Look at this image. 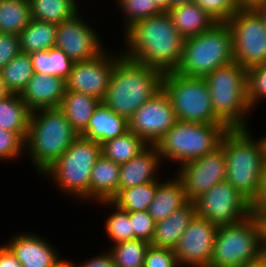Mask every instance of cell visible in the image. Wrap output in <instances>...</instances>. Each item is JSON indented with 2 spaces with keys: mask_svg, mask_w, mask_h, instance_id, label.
Segmentation results:
<instances>
[{
  "mask_svg": "<svg viewBox=\"0 0 266 267\" xmlns=\"http://www.w3.org/2000/svg\"><path fill=\"white\" fill-rule=\"evenodd\" d=\"M29 55L32 60L34 73L55 75L65 80L72 71L74 64L68 55L57 47H52L48 51H39Z\"/></svg>",
  "mask_w": 266,
  "mask_h": 267,
  "instance_id": "cell-32",
  "label": "cell"
},
{
  "mask_svg": "<svg viewBox=\"0 0 266 267\" xmlns=\"http://www.w3.org/2000/svg\"><path fill=\"white\" fill-rule=\"evenodd\" d=\"M233 36L234 61L243 68L266 63V25L253 8H240L227 22Z\"/></svg>",
  "mask_w": 266,
  "mask_h": 267,
  "instance_id": "cell-11",
  "label": "cell"
},
{
  "mask_svg": "<svg viewBox=\"0 0 266 267\" xmlns=\"http://www.w3.org/2000/svg\"><path fill=\"white\" fill-rule=\"evenodd\" d=\"M264 256L262 226L253 213L236 224L218 226L209 267H244Z\"/></svg>",
  "mask_w": 266,
  "mask_h": 267,
  "instance_id": "cell-7",
  "label": "cell"
},
{
  "mask_svg": "<svg viewBox=\"0 0 266 267\" xmlns=\"http://www.w3.org/2000/svg\"><path fill=\"white\" fill-rule=\"evenodd\" d=\"M78 136L59 108L31 112L25 148L38 174L43 175Z\"/></svg>",
  "mask_w": 266,
  "mask_h": 267,
  "instance_id": "cell-3",
  "label": "cell"
},
{
  "mask_svg": "<svg viewBox=\"0 0 266 267\" xmlns=\"http://www.w3.org/2000/svg\"><path fill=\"white\" fill-rule=\"evenodd\" d=\"M191 2H194V0H171V8L176 5L186 4Z\"/></svg>",
  "mask_w": 266,
  "mask_h": 267,
  "instance_id": "cell-54",
  "label": "cell"
},
{
  "mask_svg": "<svg viewBox=\"0 0 266 267\" xmlns=\"http://www.w3.org/2000/svg\"><path fill=\"white\" fill-rule=\"evenodd\" d=\"M164 73L156 68L121 56L115 63L102 101L109 109L129 120L162 89Z\"/></svg>",
  "mask_w": 266,
  "mask_h": 267,
  "instance_id": "cell-2",
  "label": "cell"
},
{
  "mask_svg": "<svg viewBox=\"0 0 266 267\" xmlns=\"http://www.w3.org/2000/svg\"><path fill=\"white\" fill-rule=\"evenodd\" d=\"M150 243L140 239L112 245L109 250L117 267H143Z\"/></svg>",
  "mask_w": 266,
  "mask_h": 267,
  "instance_id": "cell-35",
  "label": "cell"
},
{
  "mask_svg": "<svg viewBox=\"0 0 266 267\" xmlns=\"http://www.w3.org/2000/svg\"><path fill=\"white\" fill-rule=\"evenodd\" d=\"M266 98V63L247 69V99L253 110Z\"/></svg>",
  "mask_w": 266,
  "mask_h": 267,
  "instance_id": "cell-38",
  "label": "cell"
},
{
  "mask_svg": "<svg viewBox=\"0 0 266 267\" xmlns=\"http://www.w3.org/2000/svg\"><path fill=\"white\" fill-rule=\"evenodd\" d=\"M259 144H260V148L262 151V159H263V163L264 165H266V136L264 135V137L261 136V138L258 140Z\"/></svg>",
  "mask_w": 266,
  "mask_h": 267,
  "instance_id": "cell-51",
  "label": "cell"
},
{
  "mask_svg": "<svg viewBox=\"0 0 266 267\" xmlns=\"http://www.w3.org/2000/svg\"><path fill=\"white\" fill-rule=\"evenodd\" d=\"M229 130L224 123L177 121L155 146L161 160L178 162L180 167L216 150Z\"/></svg>",
  "mask_w": 266,
  "mask_h": 267,
  "instance_id": "cell-8",
  "label": "cell"
},
{
  "mask_svg": "<svg viewBox=\"0 0 266 267\" xmlns=\"http://www.w3.org/2000/svg\"><path fill=\"white\" fill-rule=\"evenodd\" d=\"M57 24L31 19L19 34L21 52L32 54L48 51L56 44Z\"/></svg>",
  "mask_w": 266,
  "mask_h": 267,
  "instance_id": "cell-28",
  "label": "cell"
},
{
  "mask_svg": "<svg viewBox=\"0 0 266 267\" xmlns=\"http://www.w3.org/2000/svg\"><path fill=\"white\" fill-rule=\"evenodd\" d=\"M162 89L168 95L178 121L223 123L213 111L210 90L204 78L185 77L174 71L163 75Z\"/></svg>",
  "mask_w": 266,
  "mask_h": 267,
  "instance_id": "cell-10",
  "label": "cell"
},
{
  "mask_svg": "<svg viewBox=\"0 0 266 267\" xmlns=\"http://www.w3.org/2000/svg\"><path fill=\"white\" fill-rule=\"evenodd\" d=\"M75 265L76 267H117L111 253L107 250L105 253L102 251V254L100 253V255H95V257L82 262V264L75 263Z\"/></svg>",
  "mask_w": 266,
  "mask_h": 267,
  "instance_id": "cell-45",
  "label": "cell"
},
{
  "mask_svg": "<svg viewBox=\"0 0 266 267\" xmlns=\"http://www.w3.org/2000/svg\"><path fill=\"white\" fill-rule=\"evenodd\" d=\"M31 111L19 94L12 93L0 100V128L18 133L26 140Z\"/></svg>",
  "mask_w": 266,
  "mask_h": 267,
  "instance_id": "cell-27",
  "label": "cell"
},
{
  "mask_svg": "<svg viewBox=\"0 0 266 267\" xmlns=\"http://www.w3.org/2000/svg\"><path fill=\"white\" fill-rule=\"evenodd\" d=\"M124 34L127 46L123 56L163 73L175 71L179 66L185 39L168 12L137 21Z\"/></svg>",
  "mask_w": 266,
  "mask_h": 267,
  "instance_id": "cell-1",
  "label": "cell"
},
{
  "mask_svg": "<svg viewBox=\"0 0 266 267\" xmlns=\"http://www.w3.org/2000/svg\"><path fill=\"white\" fill-rule=\"evenodd\" d=\"M79 15L76 13L57 24L55 47L62 49L73 62L94 59L106 49L98 32Z\"/></svg>",
  "mask_w": 266,
  "mask_h": 267,
  "instance_id": "cell-16",
  "label": "cell"
},
{
  "mask_svg": "<svg viewBox=\"0 0 266 267\" xmlns=\"http://www.w3.org/2000/svg\"><path fill=\"white\" fill-rule=\"evenodd\" d=\"M253 9L262 18L264 24L266 25V0L257 4Z\"/></svg>",
  "mask_w": 266,
  "mask_h": 267,
  "instance_id": "cell-47",
  "label": "cell"
},
{
  "mask_svg": "<svg viewBox=\"0 0 266 267\" xmlns=\"http://www.w3.org/2000/svg\"><path fill=\"white\" fill-rule=\"evenodd\" d=\"M251 210L258 215L266 212V165H264L258 194L251 202Z\"/></svg>",
  "mask_w": 266,
  "mask_h": 267,
  "instance_id": "cell-44",
  "label": "cell"
},
{
  "mask_svg": "<svg viewBox=\"0 0 266 267\" xmlns=\"http://www.w3.org/2000/svg\"><path fill=\"white\" fill-rule=\"evenodd\" d=\"M104 50L96 58L74 62L72 71L66 79V90L81 92L104 100L116 61L122 52L116 55Z\"/></svg>",
  "mask_w": 266,
  "mask_h": 267,
  "instance_id": "cell-15",
  "label": "cell"
},
{
  "mask_svg": "<svg viewBox=\"0 0 266 267\" xmlns=\"http://www.w3.org/2000/svg\"><path fill=\"white\" fill-rule=\"evenodd\" d=\"M177 121L170 99L163 89L145 102L128 120L129 130L147 145H155Z\"/></svg>",
  "mask_w": 266,
  "mask_h": 267,
  "instance_id": "cell-13",
  "label": "cell"
},
{
  "mask_svg": "<svg viewBox=\"0 0 266 267\" xmlns=\"http://www.w3.org/2000/svg\"><path fill=\"white\" fill-rule=\"evenodd\" d=\"M248 129H230L221 146L226 158V181L252 202L258 194L264 168L258 139Z\"/></svg>",
  "mask_w": 266,
  "mask_h": 267,
  "instance_id": "cell-4",
  "label": "cell"
},
{
  "mask_svg": "<svg viewBox=\"0 0 266 267\" xmlns=\"http://www.w3.org/2000/svg\"><path fill=\"white\" fill-rule=\"evenodd\" d=\"M134 239H140L151 243L156 222L148 211L129 212Z\"/></svg>",
  "mask_w": 266,
  "mask_h": 267,
  "instance_id": "cell-41",
  "label": "cell"
},
{
  "mask_svg": "<svg viewBox=\"0 0 266 267\" xmlns=\"http://www.w3.org/2000/svg\"><path fill=\"white\" fill-rule=\"evenodd\" d=\"M168 13L175 28L184 39L201 34L217 23L196 2L176 5Z\"/></svg>",
  "mask_w": 266,
  "mask_h": 267,
  "instance_id": "cell-25",
  "label": "cell"
},
{
  "mask_svg": "<svg viewBox=\"0 0 266 267\" xmlns=\"http://www.w3.org/2000/svg\"><path fill=\"white\" fill-rule=\"evenodd\" d=\"M20 52L19 35L0 33V69Z\"/></svg>",
  "mask_w": 266,
  "mask_h": 267,
  "instance_id": "cell-43",
  "label": "cell"
},
{
  "mask_svg": "<svg viewBox=\"0 0 266 267\" xmlns=\"http://www.w3.org/2000/svg\"><path fill=\"white\" fill-rule=\"evenodd\" d=\"M117 3L125 15V31L135 22L163 12L152 0H117Z\"/></svg>",
  "mask_w": 266,
  "mask_h": 267,
  "instance_id": "cell-37",
  "label": "cell"
},
{
  "mask_svg": "<svg viewBox=\"0 0 266 267\" xmlns=\"http://www.w3.org/2000/svg\"><path fill=\"white\" fill-rule=\"evenodd\" d=\"M164 163L155 145H148L137 156L120 165L119 190L159 181L157 170Z\"/></svg>",
  "mask_w": 266,
  "mask_h": 267,
  "instance_id": "cell-20",
  "label": "cell"
},
{
  "mask_svg": "<svg viewBox=\"0 0 266 267\" xmlns=\"http://www.w3.org/2000/svg\"><path fill=\"white\" fill-rule=\"evenodd\" d=\"M188 202L184 185L175 175L173 180L157 181L156 192L149 205L148 213L155 222H159L181 209Z\"/></svg>",
  "mask_w": 266,
  "mask_h": 267,
  "instance_id": "cell-23",
  "label": "cell"
},
{
  "mask_svg": "<svg viewBox=\"0 0 266 267\" xmlns=\"http://www.w3.org/2000/svg\"><path fill=\"white\" fill-rule=\"evenodd\" d=\"M66 92V80L55 75L34 73L19 94L31 112L58 108Z\"/></svg>",
  "mask_w": 266,
  "mask_h": 267,
  "instance_id": "cell-18",
  "label": "cell"
},
{
  "mask_svg": "<svg viewBox=\"0 0 266 267\" xmlns=\"http://www.w3.org/2000/svg\"><path fill=\"white\" fill-rule=\"evenodd\" d=\"M157 181L148 182L135 187L119 190L111 201L119 208L129 211H148L154 199Z\"/></svg>",
  "mask_w": 266,
  "mask_h": 267,
  "instance_id": "cell-34",
  "label": "cell"
},
{
  "mask_svg": "<svg viewBox=\"0 0 266 267\" xmlns=\"http://www.w3.org/2000/svg\"><path fill=\"white\" fill-rule=\"evenodd\" d=\"M120 164L102 154L93 166L89 183V201L111 200L119 191ZM92 199V200H91Z\"/></svg>",
  "mask_w": 266,
  "mask_h": 267,
  "instance_id": "cell-24",
  "label": "cell"
},
{
  "mask_svg": "<svg viewBox=\"0 0 266 267\" xmlns=\"http://www.w3.org/2000/svg\"><path fill=\"white\" fill-rule=\"evenodd\" d=\"M31 19L29 0H0V33L19 35Z\"/></svg>",
  "mask_w": 266,
  "mask_h": 267,
  "instance_id": "cell-31",
  "label": "cell"
},
{
  "mask_svg": "<svg viewBox=\"0 0 266 267\" xmlns=\"http://www.w3.org/2000/svg\"><path fill=\"white\" fill-rule=\"evenodd\" d=\"M163 11L168 12L171 9V0H152Z\"/></svg>",
  "mask_w": 266,
  "mask_h": 267,
  "instance_id": "cell-50",
  "label": "cell"
},
{
  "mask_svg": "<svg viewBox=\"0 0 266 267\" xmlns=\"http://www.w3.org/2000/svg\"><path fill=\"white\" fill-rule=\"evenodd\" d=\"M147 146L139 136L128 130L123 135L102 143L101 153L107 159L121 165L137 156Z\"/></svg>",
  "mask_w": 266,
  "mask_h": 267,
  "instance_id": "cell-30",
  "label": "cell"
},
{
  "mask_svg": "<svg viewBox=\"0 0 266 267\" xmlns=\"http://www.w3.org/2000/svg\"><path fill=\"white\" fill-rule=\"evenodd\" d=\"M194 203L197 215L217 226L236 224L253 214L251 202L226 180L214 185Z\"/></svg>",
  "mask_w": 266,
  "mask_h": 267,
  "instance_id": "cell-12",
  "label": "cell"
},
{
  "mask_svg": "<svg viewBox=\"0 0 266 267\" xmlns=\"http://www.w3.org/2000/svg\"><path fill=\"white\" fill-rule=\"evenodd\" d=\"M216 22H228L240 9L237 0H194Z\"/></svg>",
  "mask_w": 266,
  "mask_h": 267,
  "instance_id": "cell-39",
  "label": "cell"
},
{
  "mask_svg": "<svg viewBox=\"0 0 266 267\" xmlns=\"http://www.w3.org/2000/svg\"><path fill=\"white\" fill-rule=\"evenodd\" d=\"M176 176L182 181L186 197L195 201L217 183L226 180V158L219 146L213 152L187 162L177 169Z\"/></svg>",
  "mask_w": 266,
  "mask_h": 267,
  "instance_id": "cell-14",
  "label": "cell"
},
{
  "mask_svg": "<svg viewBox=\"0 0 266 267\" xmlns=\"http://www.w3.org/2000/svg\"><path fill=\"white\" fill-rule=\"evenodd\" d=\"M0 74L11 93L20 94L34 74L30 55L20 52L0 69Z\"/></svg>",
  "mask_w": 266,
  "mask_h": 267,
  "instance_id": "cell-33",
  "label": "cell"
},
{
  "mask_svg": "<svg viewBox=\"0 0 266 267\" xmlns=\"http://www.w3.org/2000/svg\"><path fill=\"white\" fill-rule=\"evenodd\" d=\"M6 246L23 267H52L60 259L51 243L31 233L16 234Z\"/></svg>",
  "mask_w": 266,
  "mask_h": 267,
  "instance_id": "cell-19",
  "label": "cell"
},
{
  "mask_svg": "<svg viewBox=\"0 0 266 267\" xmlns=\"http://www.w3.org/2000/svg\"><path fill=\"white\" fill-rule=\"evenodd\" d=\"M244 267H266V256L261 258L259 261L252 263V264H248Z\"/></svg>",
  "mask_w": 266,
  "mask_h": 267,
  "instance_id": "cell-53",
  "label": "cell"
},
{
  "mask_svg": "<svg viewBox=\"0 0 266 267\" xmlns=\"http://www.w3.org/2000/svg\"><path fill=\"white\" fill-rule=\"evenodd\" d=\"M217 229V225L196 215L174 248L179 265L209 267Z\"/></svg>",
  "mask_w": 266,
  "mask_h": 267,
  "instance_id": "cell-17",
  "label": "cell"
},
{
  "mask_svg": "<svg viewBox=\"0 0 266 267\" xmlns=\"http://www.w3.org/2000/svg\"><path fill=\"white\" fill-rule=\"evenodd\" d=\"M102 205L113 206L115 212L110 215L105 222V230L108 238L112 240V245L134 240V232L130 222L129 211L123 210L115 205L111 200L99 201Z\"/></svg>",
  "mask_w": 266,
  "mask_h": 267,
  "instance_id": "cell-36",
  "label": "cell"
},
{
  "mask_svg": "<svg viewBox=\"0 0 266 267\" xmlns=\"http://www.w3.org/2000/svg\"><path fill=\"white\" fill-rule=\"evenodd\" d=\"M210 90L214 114L229 129H248L246 113L252 111L247 99V69L233 61L204 77Z\"/></svg>",
  "mask_w": 266,
  "mask_h": 267,
  "instance_id": "cell-5",
  "label": "cell"
},
{
  "mask_svg": "<svg viewBox=\"0 0 266 267\" xmlns=\"http://www.w3.org/2000/svg\"><path fill=\"white\" fill-rule=\"evenodd\" d=\"M128 130V120L117 115L103 102H100L93 112L87 128L80 134V136L101 145L110 139L123 135Z\"/></svg>",
  "mask_w": 266,
  "mask_h": 267,
  "instance_id": "cell-21",
  "label": "cell"
},
{
  "mask_svg": "<svg viewBox=\"0 0 266 267\" xmlns=\"http://www.w3.org/2000/svg\"><path fill=\"white\" fill-rule=\"evenodd\" d=\"M197 215L194 201H189L166 219L156 222L153 239L150 245L174 249L182 233Z\"/></svg>",
  "mask_w": 266,
  "mask_h": 267,
  "instance_id": "cell-22",
  "label": "cell"
},
{
  "mask_svg": "<svg viewBox=\"0 0 266 267\" xmlns=\"http://www.w3.org/2000/svg\"><path fill=\"white\" fill-rule=\"evenodd\" d=\"M100 102L93 96L66 90L58 108L65 114L72 128L80 135L87 128L90 118Z\"/></svg>",
  "mask_w": 266,
  "mask_h": 267,
  "instance_id": "cell-26",
  "label": "cell"
},
{
  "mask_svg": "<svg viewBox=\"0 0 266 267\" xmlns=\"http://www.w3.org/2000/svg\"><path fill=\"white\" fill-rule=\"evenodd\" d=\"M174 249L150 245L146 251L143 267H178Z\"/></svg>",
  "mask_w": 266,
  "mask_h": 267,
  "instance_id": "cell-42",
  "label": "cell"
},
{
  "mask_svg": "<svg viewBox=\"0 0 266 267\" xmlns=\"http://www.w3.org/2000/svg\"><path fill=\"white\" fill-rule=\"evenodd\" d=\"M52 267H76V265L65 258L62 259L61 257V259H59Z\"/></svg>",
  "mask_w": 266,
  "mask_h": 267,
  "instance_id": "cell-52",
  "label": "cell"
},
{
  "mask_svg": "<svg viewBox=\"0 0 266 267\" xmlns=\"http://www.w3.org/2000/svg\"><path fill=\"white\" fill-rule=\"evenodd\" d=\"M234 61L233 36L227 22L185 39L182 58L174 72L185 77L204 78L218 67Z\"/></svg>",
  "mask_w": 266,
  "mask_h": 267,
  "instance_id": "cell-6",
  "label": "cell"
},
{
  "mask_svg": "<svg viewBox=\"0 0 266 267\" xmlns=\"http://www.w3.org/2000/svg\"><path fill=\"white\" fill-rule=\"evenodd\" d=\"M77 0H29L31 18L59 24L80 12Z\"/></svg>",
  "mask_w": 266,
  "mask_h": 267,
  "instance_id": "cell-29",
  "label": "cell"
},
{
  "mask_svg": "<svg viewBox=\"0 0 266 267\" xmlns=\"http://www.w3.org/2000/svg\"><path fill=\"white\" fill-rule=\"evenodd\" d=\"M12 93L7 88L5 81L2 79V75L0 74V100L10 96Z\"/></svg>",
  "mask_w": 266,
  "mask_h": 267,
  "instance_id": "cell-49",
  "label": "cell"
},
{
  "mask_svg": "<svg viewBox=\"0 0 266 267\" xmlns=\"http://www.w3.org/2000/svg\"><path fill=\"white\" fill-rule=\"evenodd\" d=\"M24 148L25 140L18 133L0 128V160H16Z\"/></svg>",
  "mask_w": 266,
  "mask_h": 267,
  "instance_id": "cell-40",
  "label": "cell"
},
{
  "mask_svg": "<svg viewBox=\"0 0 266 267\" xmlns=\"http://www.w3.org/2000/svg\"><path fill=\"white\" fill-rule=\"evenodd\" d=\"M0 267H23V265L6 245H2L0 246Z\"/></svg>",
  "mask_w": 266,
  "mask_h": 267,
  "instance_id": "cell-46",
  "label": "cell"
},
{
  "mask_svg": "<svg viewBox=\"0 0 266 267\" xmlns=\"http://www.w3.org/2000/svg\"><path fill=\"white\" fill-rule=\"evenodd\" d=\"M265 0H237L240 8H254L260 2Z\"/></svg>",
  "mask_w": 266,
  "mask_h": 267,
  "instance_id": "cell-48",
  "label": "cell"
},
{
  "mask_svg": "<svg viewBox=\"0 0 266 267\" xmlns=\"http://www.w3.org/2000/svg\"><path fill=\"white\" fill-rule=\"evenodd\" d=\"M101 154L99 143L79 135L44 175L63 193L89 200L90 175Z\"/></svg>",
  "mask_w": 266,
  "mask_h": 267,
  "instance_id": "cell-9",
  "label": "cell"
}]
</instances>
